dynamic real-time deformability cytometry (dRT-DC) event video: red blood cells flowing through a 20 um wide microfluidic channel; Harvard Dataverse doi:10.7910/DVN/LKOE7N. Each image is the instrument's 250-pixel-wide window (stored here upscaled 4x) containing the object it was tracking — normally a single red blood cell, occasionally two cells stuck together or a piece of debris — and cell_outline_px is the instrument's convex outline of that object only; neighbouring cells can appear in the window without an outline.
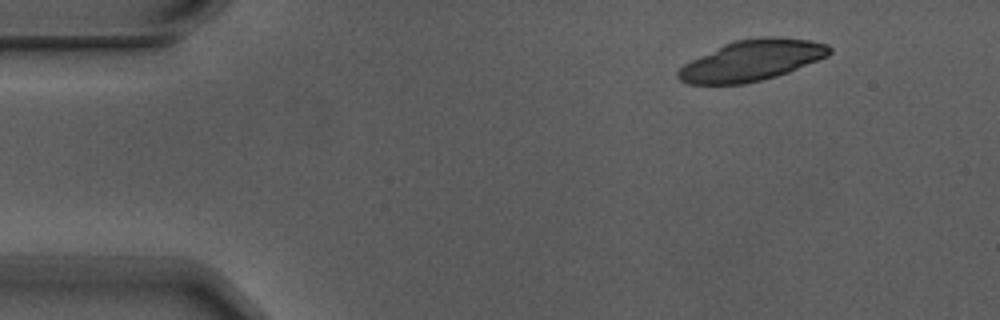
{"species": "Egyptian fruit bat (a non-hibernating species)", "species_latin": "Rousettus aegyptiacus", "temperature_condition": "warm", "stored_images_in_passage": 4, "camera_frame_rate_fps": 3000, "um_per_image_px": 0.085, "animal": {"sex": "male"}, "frame": {"image": 1, "passage_image": 1, "time_ms": 0.0, "image_size_px": [1000, 320], "cell_outline_px": [[832, 52], [828, 56], [788, 72], [776, 76], [744, 84], [688, 84], [680, 80], [676, 76], [676, 72], [684, 64], [724, 44], [736, 40], [760, 36], [776, 36], [808, 40], [828, 44], [832, 48]], "centroid_in_image_um": [63.92, 5.13], "position_along_channel_um": 21.1, "area_um2": 35.84}}